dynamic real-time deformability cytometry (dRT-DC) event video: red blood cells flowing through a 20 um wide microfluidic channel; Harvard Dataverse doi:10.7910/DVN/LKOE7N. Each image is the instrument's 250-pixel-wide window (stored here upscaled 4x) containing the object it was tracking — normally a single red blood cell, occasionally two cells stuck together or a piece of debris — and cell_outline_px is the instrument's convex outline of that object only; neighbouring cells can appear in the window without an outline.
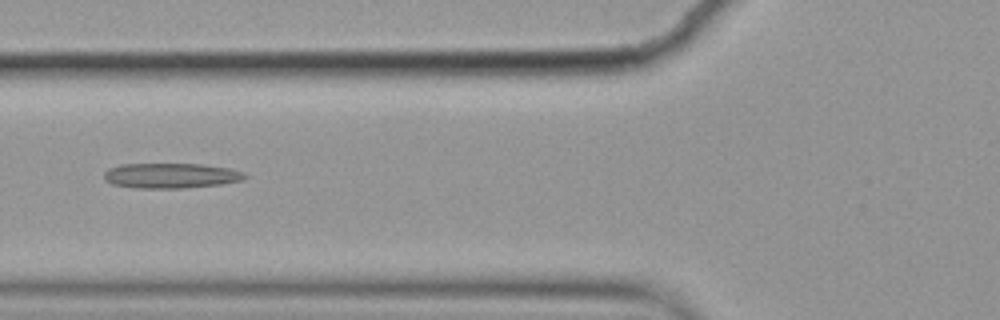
{"species": "common noctule bat (a hibernating species)", "species_latin": "Nyctalus noctula", "temperature_condition": "cold", "stored_images_in_passage": 8, "camera_frame_rate_fps": 3000, "um_per_image_px": 0.085, "animal": {"sex": "female", "body_mass_g": 19.9}, "frame": {"image": 1, "passage_image": 5, "time_ms": 1.333, "image_size_px": [1000, 320], "cell_outline_px": [[248, 176], [240, 180], [220, 184], [184, 188], [136, 188], [112, 184], [104, 180], [104, 172], [108, 168], [120, 164], [200, 164], [228, 168], [244, 172]], "centroid_in_image_um": [14.48, 14.93], "position_along_channel_um": 111.3, "area_um2": 20.58}}
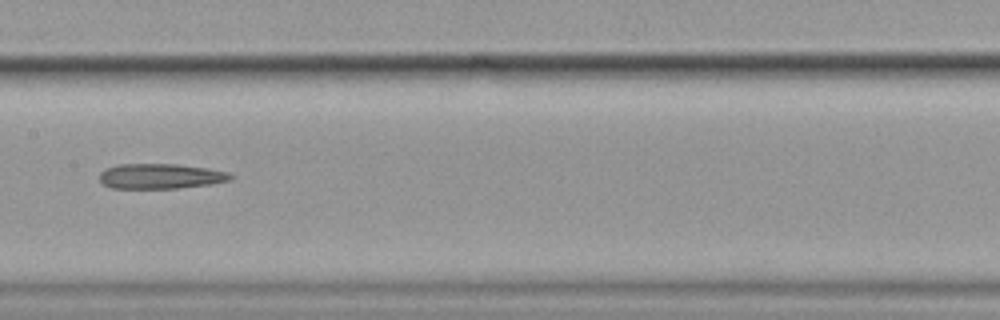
{"frame": {"image": 2, "passage_image": 7, "time_ms": 2.0, "image_size_px": [1000, 320], "cell_outline_px": [[236, 176], [232, 180], [212, 184], [180, 188], [112, 188], [100, 184], [100, 172], [104, 168], [116, 164], [176, 164], [208, 168], [228, 172]], "centroid_in_image_um": [13.65, 14.98], "position_along_channel_um": 193.7, "area_um2": 19.54}}
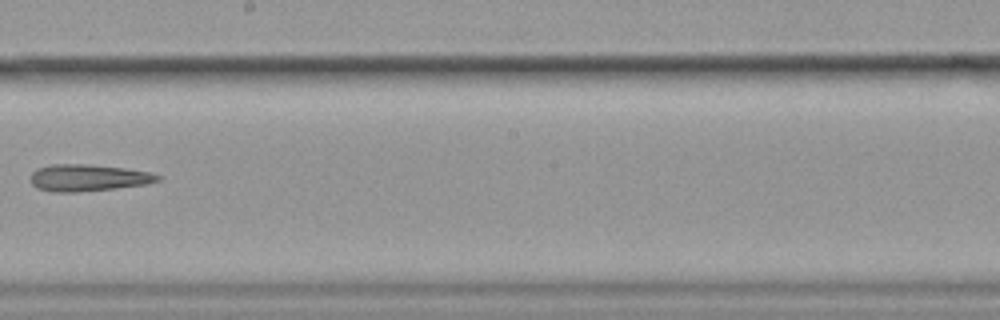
{"frame": {"image": 3, "passage_image": 8, "time_ms": 2.333, "image_size_px": [1000, 320], "cell_outline_px": [[160, 180], [148, 184], [116, 188], [80, 192], [52, 192], [36, 188], [32, 184], [32, 172], [36, 168], [52, 164], [88, 164], [124, 168], [148, 172], [160, 176]], "centroid_in_image_um": [7.47, 15.11], "position_along_channel_um": 240.7, "area_um2": 19.88}}